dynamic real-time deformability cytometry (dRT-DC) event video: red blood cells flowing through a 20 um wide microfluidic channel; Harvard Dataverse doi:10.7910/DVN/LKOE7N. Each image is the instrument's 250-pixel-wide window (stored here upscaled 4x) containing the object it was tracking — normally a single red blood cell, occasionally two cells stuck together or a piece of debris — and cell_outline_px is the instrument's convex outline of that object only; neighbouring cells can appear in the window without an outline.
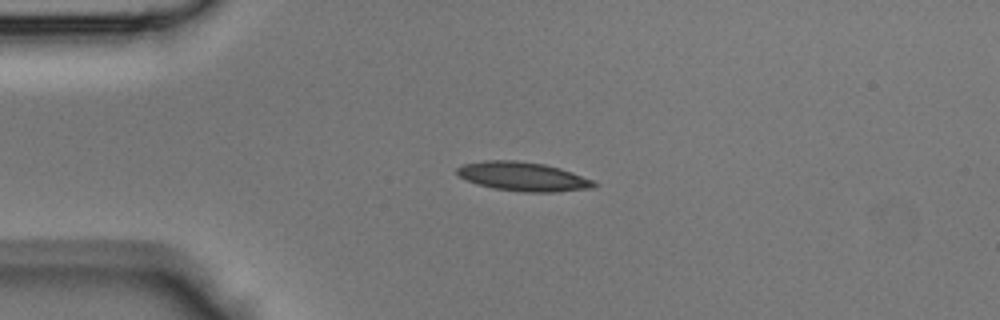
{"species": "Egyptian fruit bat (a non-hibernating species)", "species_latin": "Rousettus aegyptiacus", "temperature_condition": "room temperature", "stored_images_in_passage": 34, "camera_frame_rate_fps": 3000, "um_per_image_px": 0.085, "animal": {"sex": "male"}, "frame": {"image": 1, "passage_image": 1, "time_ms": 0.0, "image_size_px": [1000, 320], "cell_outline_px": [[596, 184], [592, 188], [552, 192], [524, 192], [492, 188], [468, 180], [460, 176], [456, 172], [456, 168], [464, 164], [484, 160], [516, 160], [544, 164], [560, 168], [572, 172], [592, 180]], "centroid_in_image_um": [44.44, 15.0], "position_along_channel_um": 40.6, "area_um2": 22.89}}
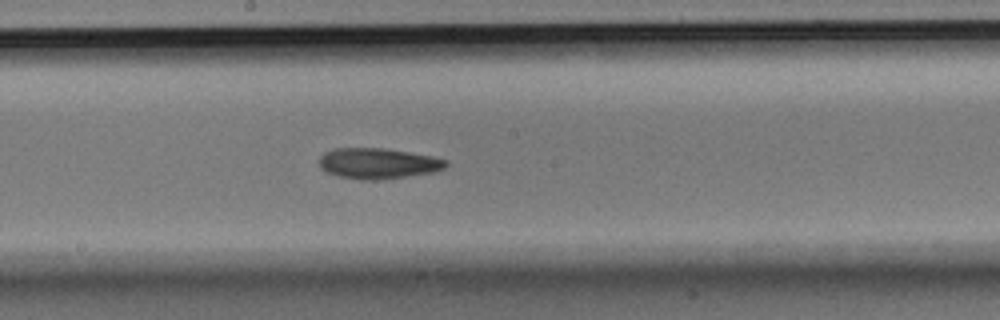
{"frame": {"image": 2, "passage_image": 14, "time_ms": 4.333, "image_size_px": [1000, 320], "cell_outline_px": [[448, 164], [444, 168], [432, 172], [376, 180], [360, 180], [340, 176], [328, 172], [320, 168], [320, 156], [324, 152], [332, 148], [384, 148], [432, 156], [448, 160]], "centroid_in_image_um": [32.11, 13.88], "position_along_channel_um": 216.1, "area_um2": 22.48}}
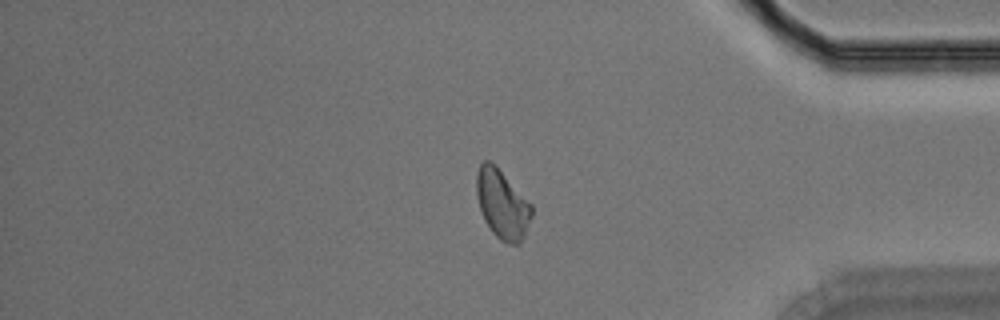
{"frame": {"image": 3, "passage_image": 27, "time_ms": 8.667, "image_size_px": [1000, 320], "cell_outline_px": [[532, 216], [524, 236], [520, 244], [508, 244], [500, 240], [492, 232], [484, 220], [480, 212], [476, 192], [476, 172], [480, 164], [484, 160], [488, 160], [496, 164], [532, 204]], "centroid_in_image_um": [42.68, 17.34], "position_along_channel_um": 392.5, "area_um2": 22.54}}